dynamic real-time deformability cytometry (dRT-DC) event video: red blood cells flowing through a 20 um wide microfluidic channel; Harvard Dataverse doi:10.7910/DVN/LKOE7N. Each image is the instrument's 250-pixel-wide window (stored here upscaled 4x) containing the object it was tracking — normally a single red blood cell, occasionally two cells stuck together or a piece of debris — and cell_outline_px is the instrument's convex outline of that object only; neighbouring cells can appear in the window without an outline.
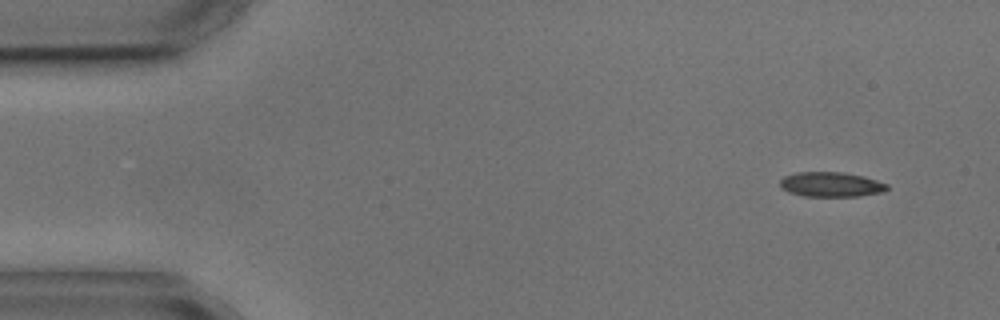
{"species": "common noctule bat (a hibernating species)", "species_latin": "Nyctalus noctula", "temperature_condition": "cold", "stored_images_in_passage": 5, "camera_frame_rate_fps": 3000, "um_per_image_px": 0.085, "animal": {"sex": "male", "body_mass_g": 17.9, "forearm_length_mm": 54.2}, "frame": {"image": 1, "passage_image": 1, "time_ms": 0.0, "image_size_px": [1000, 320], "cell_outline_px": [[888, 188], [884, 192], [860, 196], [804, 196], [788, 192], [780, 188], [780, 180], [784, 176], [796, 172], [844, 172], [864, 176], [888, 184]], "centroid_in_image_um": [70.63, 15.67], "position_along_channel_um": 14.4, "area_um2": 15.61}}
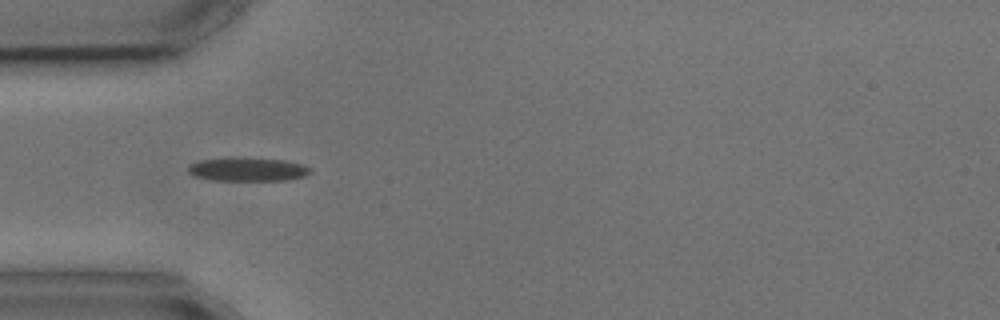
{"frame": {"image": 2, "passage_image": 4, "time_ms": 4.0, "image_size_px": [1000, 320], "cell_outline_px": [[312, 172], [304, 176], [288, 180], [212, 180], [196, 176], [188, 172], [188, 168], [192, 164], [200, 160], [284, 160], [304, 164], [312, 168]], "centroid_in_image_um": [21.16, 14.44], "position_along_channel_um": 63.8, "area_um2": 15.84}}